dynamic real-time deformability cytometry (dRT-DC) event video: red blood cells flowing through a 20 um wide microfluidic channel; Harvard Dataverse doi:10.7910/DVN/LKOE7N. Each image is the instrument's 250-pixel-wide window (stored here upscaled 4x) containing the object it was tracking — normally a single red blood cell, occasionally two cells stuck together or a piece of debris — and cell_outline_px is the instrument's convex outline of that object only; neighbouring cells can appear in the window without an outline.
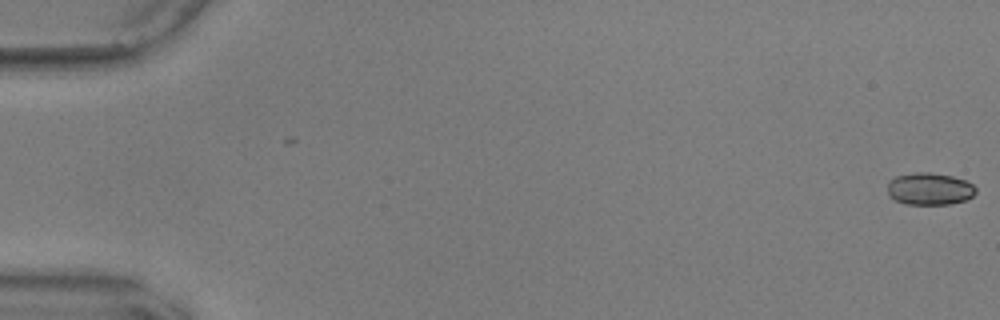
{"species": "common noctule bat (a hibernating species)", "species_latin": "Nyctalus noctula", "temperature_condition": "warm", "stored_images_in_passage": 17, "camera_frame_rate_fps": 3000, "um_per_image_px": 0.085, "animal": {"sex": "male", "body_mass_g": 17.9, "forearm_length_mm": 54.2}, "frame": {"image": 1, "passage_image": 1, "time_ms": 0.0, "image_size_px": [1000, 320], "cell_outline_px": [[976, 192], [972, 196], [964, 200], [952, 204], [904, 204], [888, 196], [888, 180], [896, 176], [916, 172], [928, 172], [952, 176], [964, 180], [972, 184], [976, 188]], "centroid_in_image_um": [78.99, 16.05], "position_along_channel_um": 6.0, "area_um2": 16.59}}